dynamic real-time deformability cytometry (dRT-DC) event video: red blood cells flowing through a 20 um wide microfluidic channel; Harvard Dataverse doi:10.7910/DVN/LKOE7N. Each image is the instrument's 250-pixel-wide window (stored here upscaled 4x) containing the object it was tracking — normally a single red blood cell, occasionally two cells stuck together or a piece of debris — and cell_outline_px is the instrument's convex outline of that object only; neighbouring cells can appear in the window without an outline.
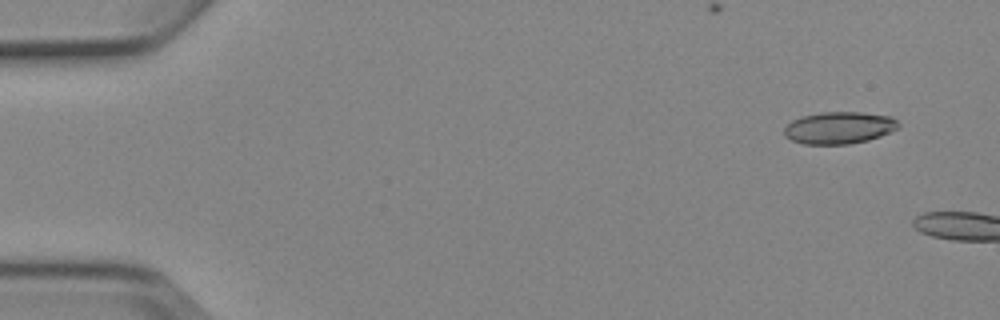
{"species": "Egyptian fruit bat (a non-hibernating species)", "species_latin": "Rousettus aegyptiacus", "temperature_condition": "cold", "stored_images_in_passage": 5, "camera_frame_rate_fps": 3000, "um_per_image_px": 0.085, "animal": {"sex": "female"}, "frame": {"image": 1, "passage_image": 2, "time_ms": 1.0, "image_size_px": [1000, 320], "cell_outline_px": [[900, 124], [896, 128], [880, 136], [868, 140], [848, 144], [804, 144], [792, 140], [784, 136], [784, 128], [792, 120], [800, 116], [820, 112], [860, 112], [892, 116]], "centroid_in_image_um": [71.29, 10.85], "position_along_channel_um": 13.7, "area_um2": 21.33}}